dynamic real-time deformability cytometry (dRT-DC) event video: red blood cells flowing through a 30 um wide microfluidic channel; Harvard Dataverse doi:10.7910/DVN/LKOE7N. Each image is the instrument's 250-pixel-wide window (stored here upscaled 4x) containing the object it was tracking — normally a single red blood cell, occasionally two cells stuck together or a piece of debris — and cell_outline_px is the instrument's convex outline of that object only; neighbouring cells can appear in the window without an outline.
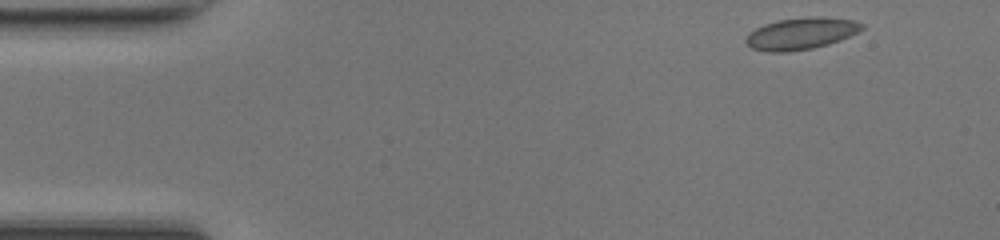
{"species": "common noctule bat (a hibernating species)", "species_latin": "Nyctalus noctula", "temperature_condition": "room temperature", "stored_images_in_passage": 45, "camera_frame_rate_fps": 3000, "um_per_image_px": 0.085, "animal": {"sex": "female", "body_mass_g": 17.0, "forearm_length_mm": 48.0}, "frame": {"image": 1, "passage_image": 1, "time_ms": 0.0, "image_size_px": [1000, 240], "cell_outline_px": [[864, 28], [840, 40], [828, 44], [812, 48], [788, 52], [768, 52], [752, 48], [744, 40], [756, 28], [764, 24], [780, 20], [816, 16], [852, 20], [864, 24]], "centroid_in_image_um": [68.09, 2.86], "position_along_channel_um": 16.9, "area_um2": 21.1}}
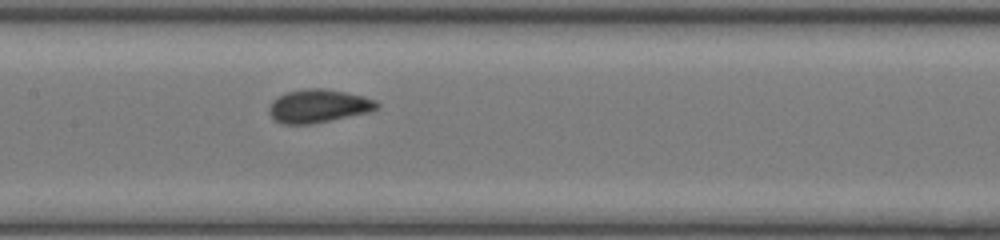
{"frame": {"image": 2, "passage_image": 20, "time_ms": 6.333, "image_size_px": [1000, 240], "cell_outline_px": [[380, 108], [368, 112], [312, 124], [280, 124], [268, 112], [268, 108], [272, 100], [288, 92], [308, 88], [324, 88], [364, 96], [376, 100], [380, 104]], "centroid_in_image_um": [27.08, 9.01], "position_along_channel_um": 180.3, "area_um2": 20.87}}
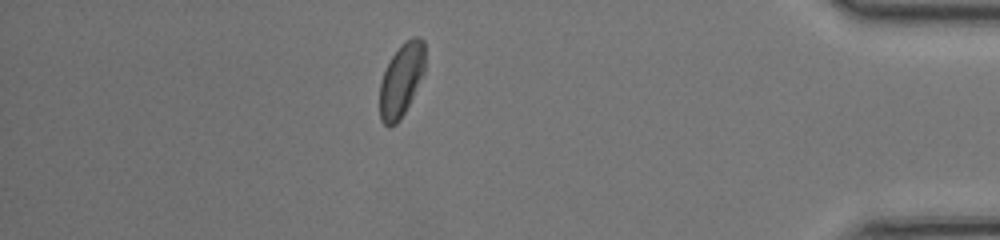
{"frame": {"image": 3, "passage_image": 39, "time_ms": 12.667, "image_size_px": [1000, 240], "cell_outline_px": [[424, 72], [400, 120], [396, 124], [388, 128], [380, 120], [380, 80], [392, 56], [412, 36], [420, 36], [424, 40]], "centroid_in_image_um": [34.1, 6.83], "position_along_channel_um": 401.1, "area_um2": 18.9}, "authors_computed_cell_mechanics": {"area_um2": 20.2878, "velocity_mm_per_s": 4.2065, "shape_relaxation_time_tau1_ms": 4.1172, "shape_relaxation_time_tau2_ms": null, "deformation_change_tau1": 0.087, "deformation_change_tau2": null}}